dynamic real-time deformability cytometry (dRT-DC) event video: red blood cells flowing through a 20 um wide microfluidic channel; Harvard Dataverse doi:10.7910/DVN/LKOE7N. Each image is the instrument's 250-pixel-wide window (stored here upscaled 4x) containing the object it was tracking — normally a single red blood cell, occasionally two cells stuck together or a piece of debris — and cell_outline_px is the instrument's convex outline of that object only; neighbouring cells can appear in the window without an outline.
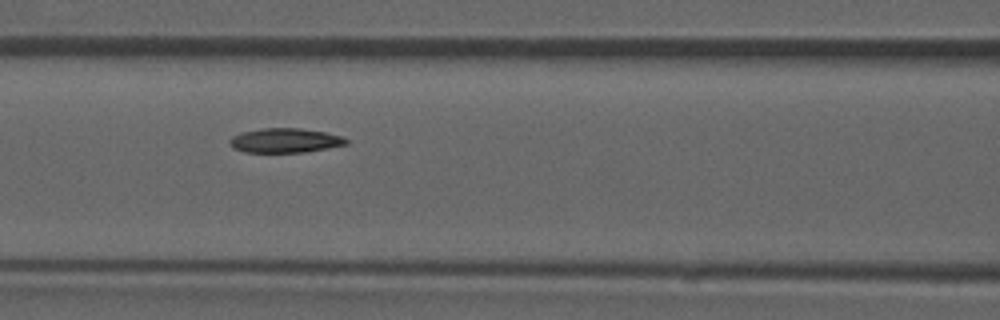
{"species": "common noctule bat (a hibernating species)", "species_latin": "Nyctalus noctula", "temperature_condition": "room temperature", "stored_images_in_passage": 54, "camera_frame_rate_fps": 3000, "um_per_image_px": 0.085, "animal": {"sex": "male", "forearm_length_mm": 52.5}, "frame": {"image": 1, "passage_image": 23, "time_ms": 7.333, "image_size_px": [1000, 320], "cell_outline_px": [[348, 144], [328, 148], [304, 152], [244, 152], [232, 148], [228, 140], [232, 136], [240, 132], [264, 128], [300, 128], [324, 132], [344, 136], [348, 140]], "centroid_in_image_um": [24.22, 11.94], "position_along_channel_um": 142.4, "area_um2": 16.7}, "authors_computed_cell_mechanics": {"area_um2": 16.9354, "velocity_mm_per_s": 3.9063, "shape_relaxation_time_tau1_ms": 8.0366, "shape_relaxation_time_tau2_ms": 4.2637, "deformation_change_tau1": 0.1555, "deformation_change_tau2": 0.0931}}